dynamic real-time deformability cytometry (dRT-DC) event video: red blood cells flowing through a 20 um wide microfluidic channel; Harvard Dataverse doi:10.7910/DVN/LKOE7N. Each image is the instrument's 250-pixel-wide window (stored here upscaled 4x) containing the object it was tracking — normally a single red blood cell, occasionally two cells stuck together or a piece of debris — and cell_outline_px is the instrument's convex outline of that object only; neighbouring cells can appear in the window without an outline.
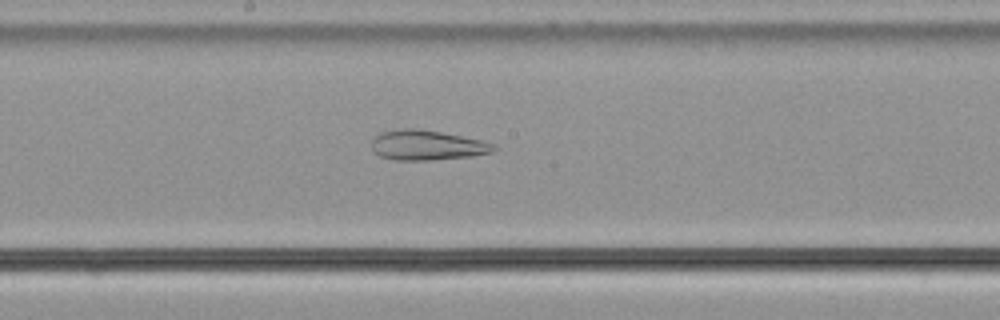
{"species": "common noctule bat (a hibernating species)", "species_latin": "Nyctalus noctula", "temperature_condition": "cold", "stored_images_in_passage": 47, "camera_frame_rate_fps": 3000, "um_per_image_px": 0.085, "animal": {"sex": "male", "body_mass_g": 21.5, "forearm_length_mm": 52.0}, "frame": {"image": 1, "passage_image": 22, "time_ms": 7.0, "image_size_px": [1000, 320], "cell_outline_px": [[496, 148], [492, 152], [472, 156], [432, 160], [396, 160], [380, 156], [372, 148], [372, 136], [380, 132], [404, 128], [416, 128], [440, 132], [480, 140], [496, 144]], "centroid_in_image_um": [36.27, 12.34], "position_along_channel_um": 211.9, "area_um2": 21.27}}
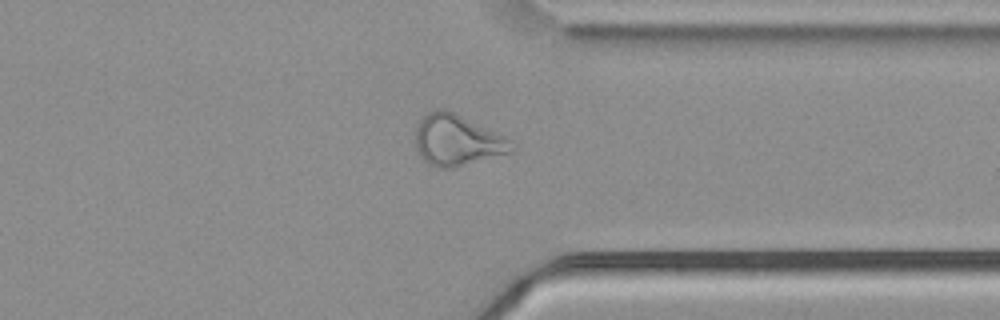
{"frame": {"image": 2, "passage_image": 35, "time_ms": 11.333, "image_size_px": [1000, 320], "cell_outline_px": [[516, 148], [512, 152], [452, 168], [436, 168], [428, 164], [420, 156], [416, 148], [416, 128], [420, 120], [428, 112], [436, 108], [440, 108], [452, 112], [504, 136], [516, 144]], "centroid_in_image_um": [38.85, 11.94], "position_along_channel_um": 372.6, "area_um2": 28.32}}
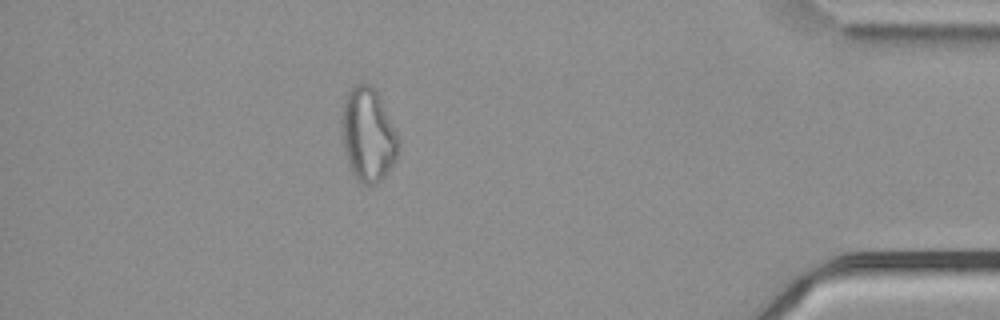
{"frame": {"image": 3, "passage_image": 41, "time_ms": 13.333, "image_size_px": [1000, 320], "cell_outline_px": [[400, 144], [396, 160], [384, 176], [376, 184], [364, 184], [356, 180], [348, 164], [344, 148], [344, 100], [352, 84], [360, 80], [368, 84], [380, 96], [400, 136]], "centroid_in_image_um": [31.34, 11.44], "position_along_channel_um": 403.9, "area_um2": 30.92}, "authors_computed_cell_mechanics": {"area_um2": 28.611, "velocity_mm_per_s": 3.7553, "shape_relaxation_time_tau1_ms": null, "shape_relaxation_time_tau2_ms": 3.6501, "deformation_change_tau1": null, "deformation_change_tau2": 0.1448}}